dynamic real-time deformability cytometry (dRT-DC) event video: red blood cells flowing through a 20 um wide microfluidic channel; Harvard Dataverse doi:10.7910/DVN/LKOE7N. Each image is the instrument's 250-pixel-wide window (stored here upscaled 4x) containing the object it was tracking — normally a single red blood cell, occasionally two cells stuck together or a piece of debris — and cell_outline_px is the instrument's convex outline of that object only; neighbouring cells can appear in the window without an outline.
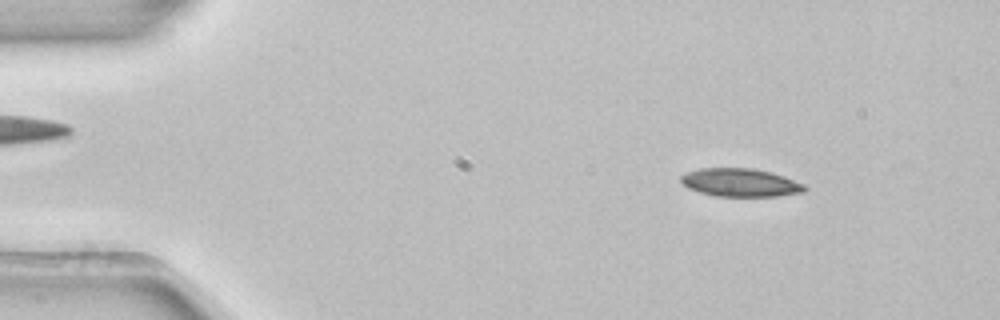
{"species": "common noctule bat (a hibernating species)", "species_latin": "Nyctalus noctula", "temperature_condition": "room temperature", "stored_images_in_passage": 2, "camera_frame_rate_fps": 3000, "um_per_image_px": 0.085, "animal": {"sex": "female", "body_mass_g": 22.7, "forearm_length_mm": 54.2}, "frame": {"image": 1, "passage_image": 1, "time_ms": 0.0, "image_size_px": [1000, 320], "cell_outline_px": [[808, 188], [804, 192], [776, 196], [716, 196], [700, 192], [688, 188], [680, 180], [680, 176], [688, 172], [700, 168], [752, 168], [772, 172], [784, 176], [804, 184]], "centroid_in_image_um": [62.95, 15.51], "position_along_channel_um": 22.0, "area_um2": 20.29}}
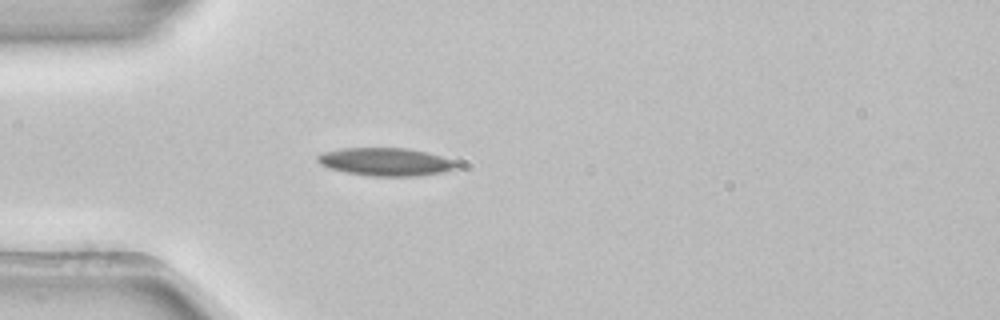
{"frame": {"image": 2, "passage_image": 2, "time_ms": 0.333, "image_size_px": [1000, 320], "cell_outline_px": [[456, 168], [444, 172], [420, 176], [372, 176], [348, 172], [328, 168], [320, 164], [316, 160], [316, 156], [320, 152], [344, 148], [408, 148], [440, 156], [452, 160], [456, 164]], "centroid_in_image_um": [32.73, 13.75], "position_along_channel_um": 52.3, "area_um2": 22.54}}